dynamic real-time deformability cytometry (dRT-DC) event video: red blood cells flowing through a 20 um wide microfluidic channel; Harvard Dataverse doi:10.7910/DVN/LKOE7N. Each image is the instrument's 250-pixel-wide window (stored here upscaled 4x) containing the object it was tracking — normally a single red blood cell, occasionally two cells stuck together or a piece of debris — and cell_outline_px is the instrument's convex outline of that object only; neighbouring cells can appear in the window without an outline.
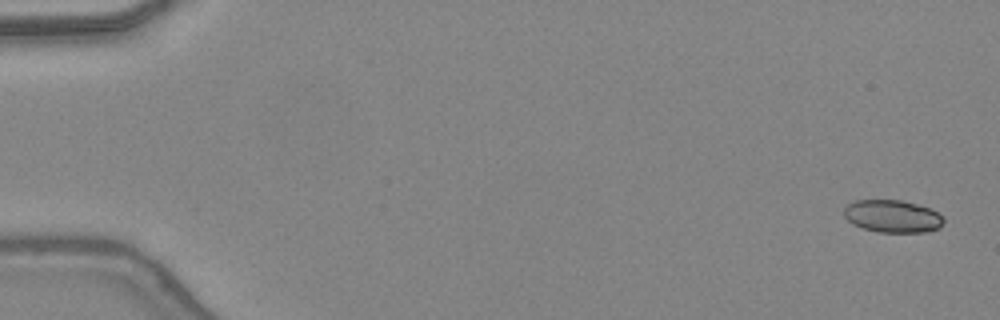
{"species": "common noctule bat (a hibernating species)", "species_latin": "Nyctalus noctula", "temperature_condition": "warm", "stored_images_in_passage": 21, "camera_frame_rate_fps": 3000, "um_per_image_px": 0.085, "animal": {"sex": "female", "body_mass_g": 24.6, "forearm_length_mm": 56.2}, "frame": {"image": 1, "passage_image": 1, "time_ms": 0.0, "image_size_px": [1000, 320], "cell_outline_px": [[944, 220], [940, 228], [928, 232], [876, 232], [852, 224], [844, 216], [844, 208], [848, 204], [856, 200], [900, 200], [916, 204], [928, 208], [944, 216]], "centroid_in_image_um": [75.87, 18.39], "position_along_channel_um": 9.1, "area_um2": 18.9}}
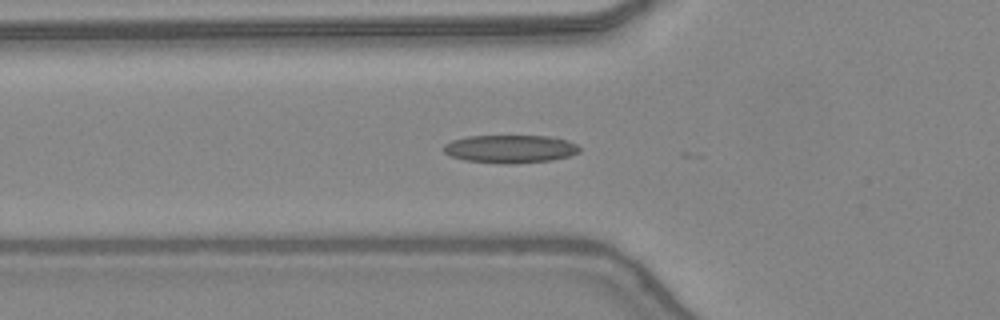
{"frame": {"image": 2, "passage_image": 17, "time_ms": 5.333, "image_size_px": [1000, 320], "cell_outline_px": [[580, 152], [568, 156], [552, 160], [516, 164], [504, 164], [464, 160], [448, 156], [444, 152], [444, 144], [452, 140], [468, 136], [556, 136], [576, 144], [580, 148]], "centroid_in_image_um": [43.36, 12.66], "position_along_channel_um": 82.4, "area_um2": 22.43}}
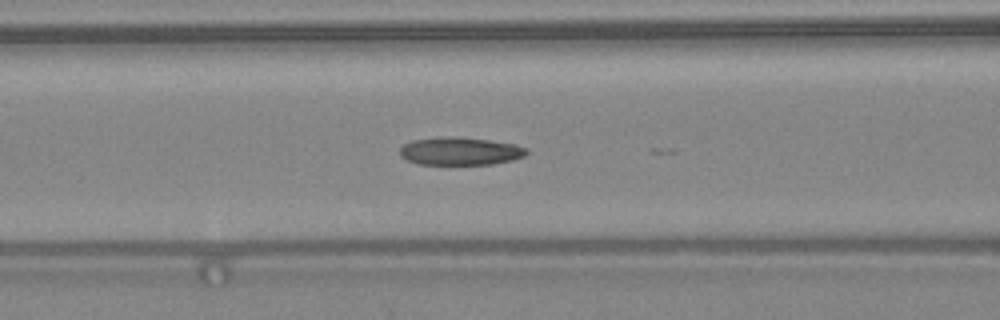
{"frame": {"image": 3, "passage_image": 20, "time_ms": 6.333, "image_size_px": [1000, 320], "cell_outline_px": [[528, 152], [524, 156], [512, 160], [492, 164], [416, 164], [404, 160], [400, 156], [400, 148], [404, 144], [412, 140], [452, 136], [488, 140], [516, 144], [528, 148]], "centroid_in_image_um": [39.1, 12.85], "position_along_channel_um": 127.5, "area_um2": 20.63}}